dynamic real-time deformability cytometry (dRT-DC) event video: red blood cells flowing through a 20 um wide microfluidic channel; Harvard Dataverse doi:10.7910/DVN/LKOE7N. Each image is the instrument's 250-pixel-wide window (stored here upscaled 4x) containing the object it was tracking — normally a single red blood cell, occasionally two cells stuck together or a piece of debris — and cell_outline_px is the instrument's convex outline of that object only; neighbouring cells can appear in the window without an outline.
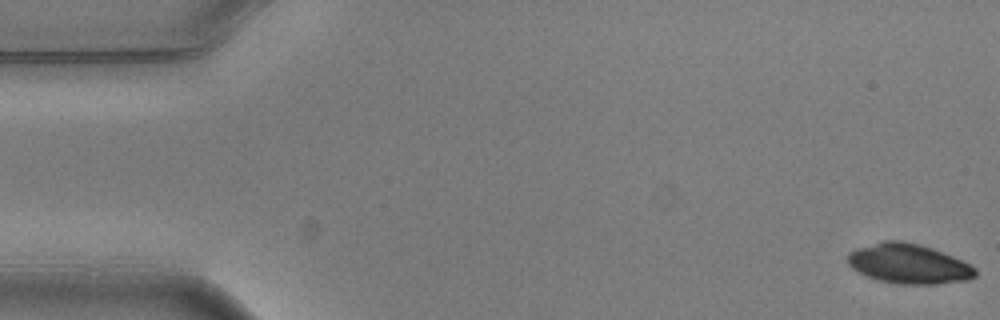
{"species": "common noctule bat (a hibernating species)", "species_latin": "Nyctalus noctula", "temperature_condition": "warm", "stored_images_in_passage": 5, "camera_frame_rate_fps": 3000, "um_per_image_px": 0.085, "animal": {"sex": "male", "body_mass_g": 20.5, "forearm_length_mm": 52.5}, "frame": {"image": 1, "passage_image": 1, "time_ms": 0.0, "image_size_px": [1000, 320], "cell_outline_px": [[976, 276], [968, 280], [936, 284], [896, 284], [880, 280], [868, 276], [852, 268], [848, 264], [848, 252], [884, 240], [900, 240], [920, 244], [932, 248], [952, 256], [976, 268]], "centroid_in_image_um": [77.25, 22.42], "position_along_channel_um": 7.8, "area_um2": 29.3}}